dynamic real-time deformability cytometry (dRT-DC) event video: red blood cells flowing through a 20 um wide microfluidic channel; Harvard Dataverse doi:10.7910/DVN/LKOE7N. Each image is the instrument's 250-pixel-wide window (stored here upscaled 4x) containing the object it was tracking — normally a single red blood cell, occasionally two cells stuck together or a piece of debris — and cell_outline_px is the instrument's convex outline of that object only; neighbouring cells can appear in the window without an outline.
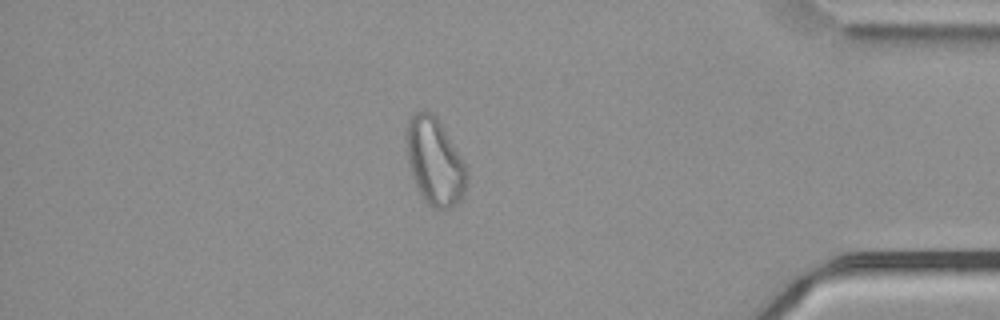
{"species": "common noctule bat (a hibernating species)", "species_latin": "Nyctalus noctula", "temperature_condition": "cold", "stored_images_in_passage": 57, "camera_frame_rate_fps": 3000, "um_per_image_px": 0.085, "animal": {"sex": "male", "body_mass_g": 21.5, "forearm_length_mm": 52.0}, "frame": {"image": 1, "passage_image": 49, "time_ms": 16.0, "image_size_px": [1000, 320], "cell_outline_px": [[468, 180], [464, 192], [460, 200], [452, 208], [432, 208], [424, 200], [416, 188], [412, 176], [408, 160], [404, 136], [408, 116], [416, 112], [432, 112], [436, 116], [460, 156], [468, 172]], "centroid_in_image_um": [36.92, 13.73], "position_along_channel_um": 398.3, "area_um2": 30.75}}